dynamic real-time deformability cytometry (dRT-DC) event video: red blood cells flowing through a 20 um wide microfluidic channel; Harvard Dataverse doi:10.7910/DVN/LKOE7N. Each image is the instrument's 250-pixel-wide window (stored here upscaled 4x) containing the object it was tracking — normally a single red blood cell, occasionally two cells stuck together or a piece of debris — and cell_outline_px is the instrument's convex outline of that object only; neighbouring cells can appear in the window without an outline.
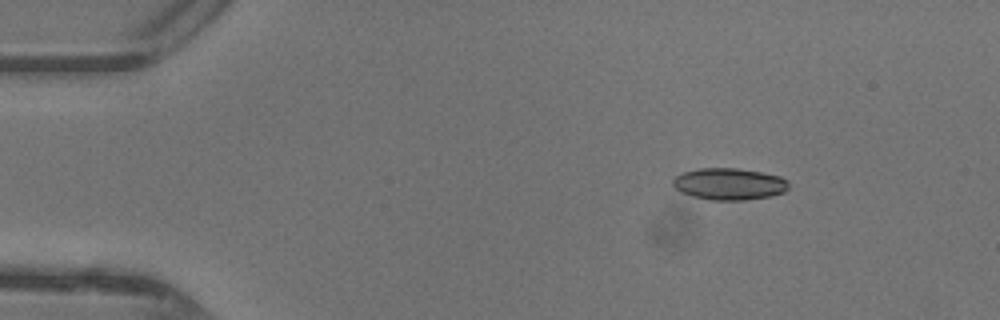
{"species": "common noctule bat (a hibernating species)", "species_latin": "Nyctalus noctula", "temperature_condition": "warm", "stored_images_in_passage": 41, "camera_frame_rate_fps": 3000, "um_per_image_px": 0.085, "animal": {"sex": "female"}, "frame": {"image": 1, "passage_image": 1, "time_ms": 0.0, "image_size_px": [1000, 320], "cell_outline_px": [[788, 188], [784, 192], [772, 196], [744, 200], [712, 200], [692, 196], [680, 192], [672, 184], [672, 180], [676, 176], [684, 172], [700, 168], [736, 168], [760, 172], [780, 176], [788, 180]], "centroid_in_image_um": [61.99, 15.64], "position_along_channel_um": 23.0, "area_um2": 21.44}}
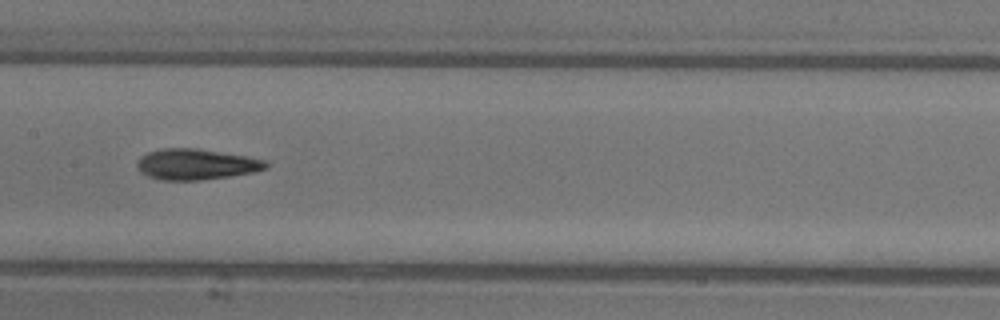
{"frame": {"image": 2, "passage_image": 18, "time_ms": 5.667, "image_size_px": [1000, 320], "cell_outline_px": [[268, 168], [256, 172], [200, 180], [164, 180], [148, 176], [140, 172], [136, 168], [136, 164], [140, 156], [148, 152], [160, 148], [196, 148], [248, 156], [264, 160], [268, 164]], "centroid_in_image_um": [16.66, 13.96], "position_along_channel_um": 190.7, "area_um2": 23.24}}
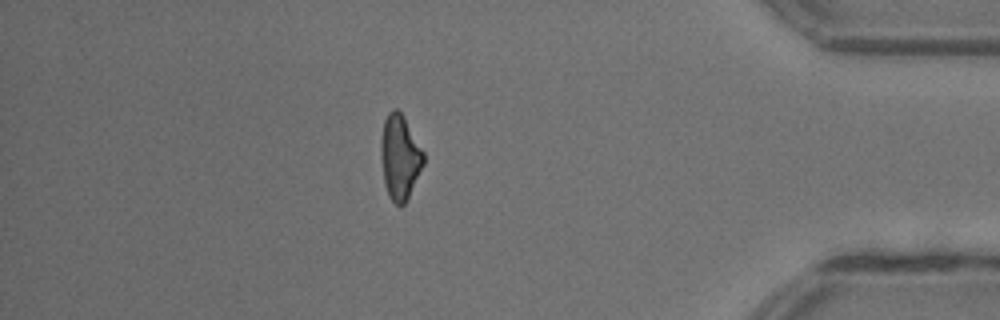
{"frame": {"image": 3, "passage_image": 35, "time_ms": 11.333, "image_size_px": [1000, 320], "cell_outline_px": [[424, 164], [404, 204], [400, 208], [392, 200], [384, 184], [380, 156], [380, 140], [384, 120], [388, 112], [392, 108], [396, 108], [404, 116], [424, 152]], "centroid_in_image_um": [33.97, 13.32], "position_along_channel_um": 401.2, "area_um2": 21.1}, "authors_computed_cell_mechanics": {"area_um2": 21.964, "velocity_mm_per_s": 4.4272, "shape_relaxation_time_tau1_ms": 4.2478, "shape_relaxation_time_tau2_ms": 2.1868, "deformation_change_tau1": 0.1774, "deformation_change_tau2": 0.1111}}